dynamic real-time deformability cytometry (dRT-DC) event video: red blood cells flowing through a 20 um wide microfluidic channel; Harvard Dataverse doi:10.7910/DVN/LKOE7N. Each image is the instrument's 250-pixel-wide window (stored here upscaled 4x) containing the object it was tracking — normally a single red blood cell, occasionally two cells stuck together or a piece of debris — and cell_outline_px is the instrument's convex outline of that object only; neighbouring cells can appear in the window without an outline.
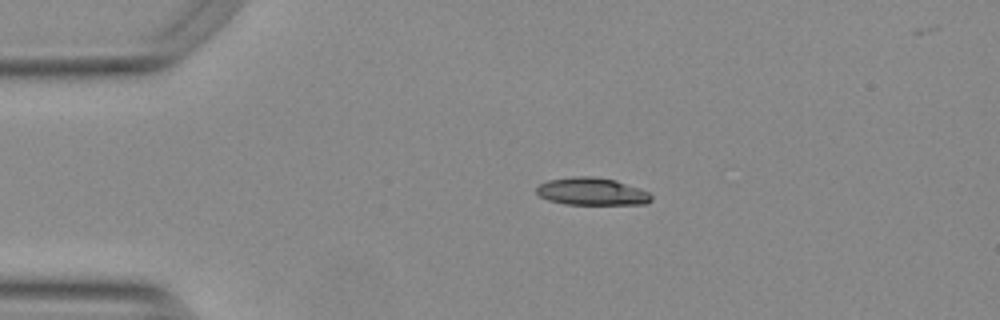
{"species": "Egyptian fruit bat (a non-hibernating species)", "species_latin": "Rousettus aegyptiacus", "temperature_condition": "warm", "stored_images_in_passage": 19, "camera_frame_rate_fps": 3000, "um_per_image_px": 0.085, "animal": {"sex": "female"}, "frame": {"image": 1, "passage_image": 1, "time_ms": 0.0, "image_size_px": [1000, 320], "cell_outline_px": [[652, 200], [644, 204], [564, 204], [548, 200], [540, 196], [536, 192], [536, 188], [540, 184], [548, 180], [572, 176], [592, 176], [616, 180], [640, 188], [648, 192], [652, 196]], "centroid_in_image_um": [50.3, 16.27], "position_along_channel_um": 34.7, "area_um2": 18.44}}
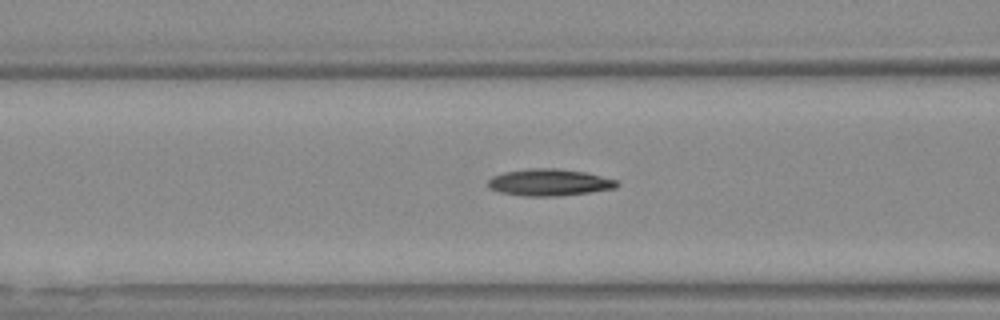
{"frame": {"image": 2, "passage_image": 11, "time_ms": 3.333, "image_size_px": [1000, 320], "cell_outline_px": [[620, 184], [616, 188], [592, 192], [556, 196], [524, 196], [500, 192], [488, 188], [488, 180], [492, 176], [504, 172], [532, 168], [556, 168], [584, 172], [616, 180]], "centroid_in_image_um": [46.68, 15.51], "position_along_channel_um": 119.9, "area_um2": 20.11}}
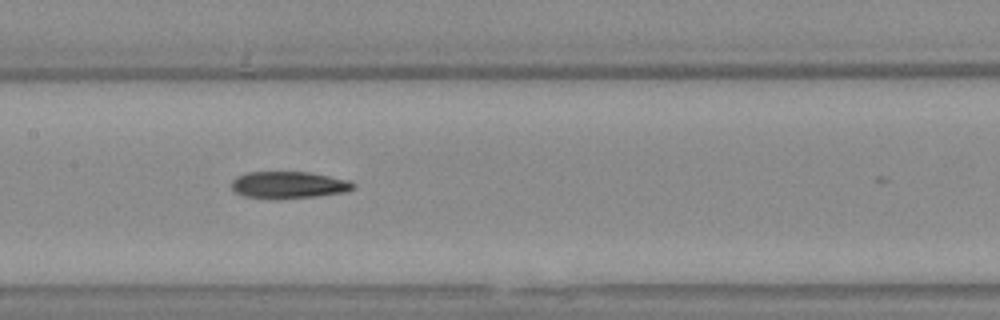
{"frame": {"image": 3, "passage_image": 16, "time_ms": 5.0, "image_size_px": [1000, 320], "cell_outline_px": [[356, 184], [352, 188], [344, 192], [316, 196], [276, 200], [272, 200], [244, 196], [232, 192], [232, 180], [236, 176], [248, 172], [308, 172], [348, 180]], "centroid_in_image_um": [24.46, 15.74], "position_along_channel_um": 182.9, "area_um2": 19.31}}